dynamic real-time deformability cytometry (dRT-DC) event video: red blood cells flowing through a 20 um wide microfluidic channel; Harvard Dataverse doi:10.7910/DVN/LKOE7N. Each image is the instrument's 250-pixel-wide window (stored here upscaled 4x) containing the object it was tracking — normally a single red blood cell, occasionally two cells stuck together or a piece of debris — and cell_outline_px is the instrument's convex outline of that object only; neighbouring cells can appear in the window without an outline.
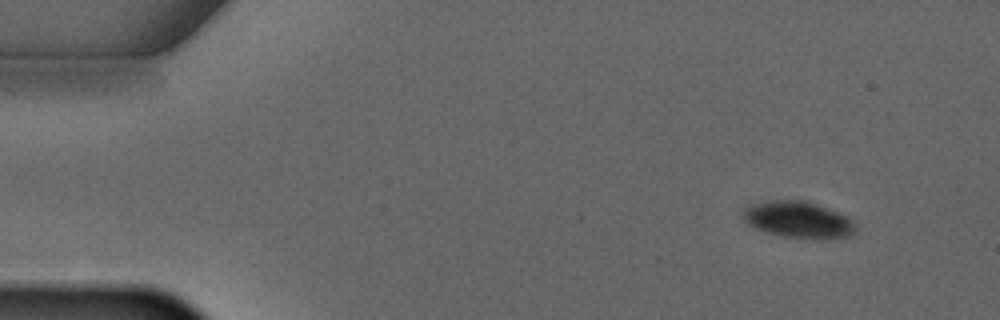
{"species": "common noctule bat (a hibernating species)", "species_latin": "Nyctalus noctula", "temperature_condition": "warm", "stored_images_in_passage": 3, "camera_frame_rate_fps": 3000, "um_per_image_px": 0.085, "animal": {"sex": "male", "forearm_length_mm": 52.5}, "frame": {"image": 1, "passage_image": 1, "time_ms": 0.0, "image_size_px": [1000, 320], "cell_outline_px": [[856, 232], [852, 236], [804, 240], [784, 236], [768, 232], [756, 228], [748, 224], [744, 220], [740, 212], [748, 204], [772, 200], [804, 200], [816, 204], [848, 216], [856, 224]], "centroid_in_image_um": [67.85, 18.68], "position_along_channel_um": 17.2, "area_um2": 24.33}}